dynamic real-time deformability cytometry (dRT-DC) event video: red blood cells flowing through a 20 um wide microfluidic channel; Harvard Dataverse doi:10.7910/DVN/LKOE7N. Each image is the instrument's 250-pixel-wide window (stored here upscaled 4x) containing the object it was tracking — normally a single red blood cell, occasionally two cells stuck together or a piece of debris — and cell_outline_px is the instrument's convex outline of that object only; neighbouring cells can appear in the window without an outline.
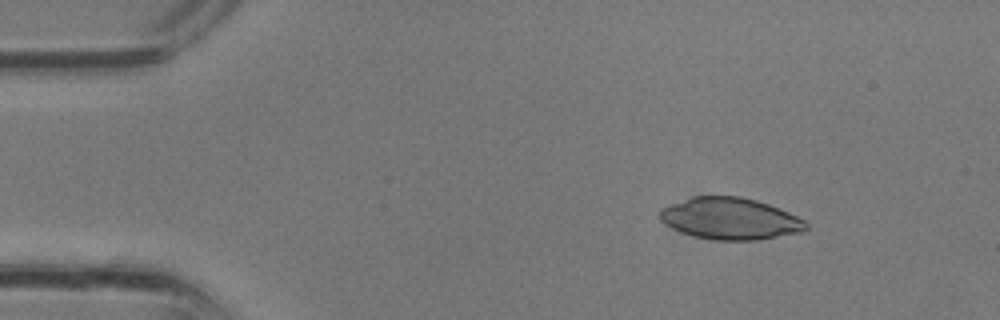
{"species": "common noctule bat (a hibernating species)", "species_latin": "Nyctalus noctula", "temperature_condition": "room temperature", "stored_images_in_passage": 2, "camera_frame_rate_fps": 3000, "um_per_image_px": 0.085, "animal": {"sex": "male", "body_mass_g": 13.3}, "frame": {"image": 1, "passage_image": 1, "time_ms": 0.0, "image_size_px": [1000, 320], "cell_outline_px": [[808, 228], [804, 232], [756, 240], [716, 240], [696, 236], [672, 228], [660, 220], [660, 208], [692, 196], [740, 196], [756, 200], [768, 204], [788, 212], [804, 220], [808, 224]], "centroid_in_image_um": [62.08, 18.58], "position_along_channel_um": 22.9, "area_um2": 35.37}}